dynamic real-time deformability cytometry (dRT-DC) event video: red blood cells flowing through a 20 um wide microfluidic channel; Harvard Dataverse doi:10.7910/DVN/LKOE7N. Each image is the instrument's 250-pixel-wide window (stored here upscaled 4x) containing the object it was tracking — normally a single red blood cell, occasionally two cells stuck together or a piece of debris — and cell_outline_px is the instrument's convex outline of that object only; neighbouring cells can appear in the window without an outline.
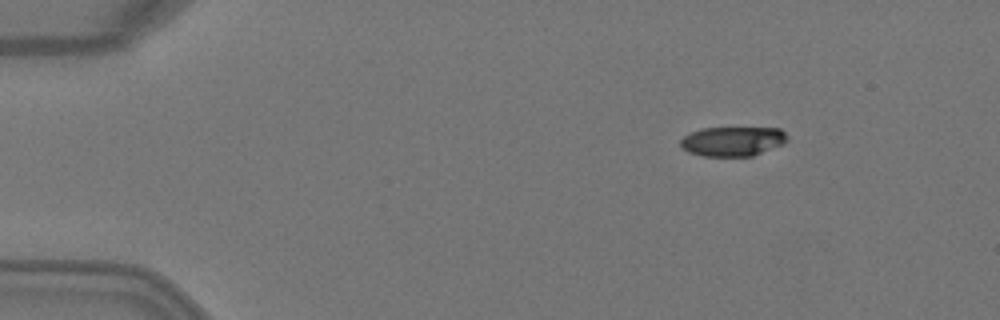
{"species": "Egyptian fruit bat (a non-hibernating species)", "species_latin": "Rousettus aegyptiacus", "temperature_condition": "warm", "stored_images_in_passage": 4, "camera_frame_rate_fps": 3000, "um_per_image_px": 0.085, "animal": {"sex": "female"}, "frame": {"image": 1, "passage_image": 1, "time_ms": 0.0, "image_size_px": [1000, 320], "cell_outline_px": [[788, 140], [784, 144], [752, 156], [704, 156], [688, 152], [680, 144], [680, 140], [684, 136], [700, 128], [780, 128], [788, 136]], "centroid_in_image_um": [62.3, 12.01], "position_along_channel_um": 22.7, "area_um2": 18.38}}
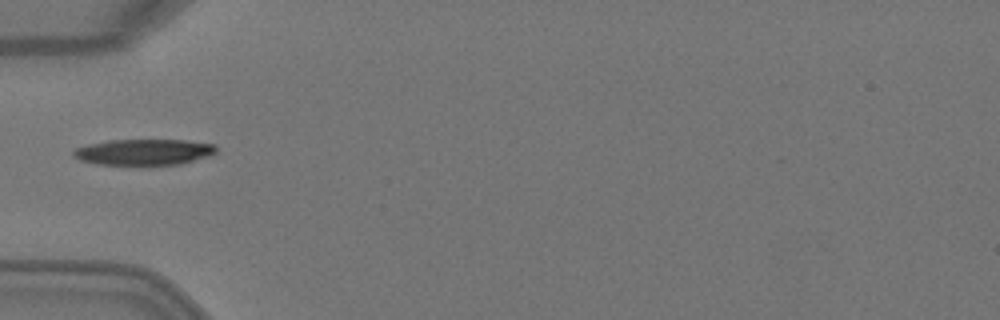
{"frame": {"image": 2, "passage_image": 4, "time_ms": 1.0, "image_size_px": [1000, 320], "cell_outline_px": [[216, 152], [180, 164], [100, 164], [80, 160], [72, 156], [72, 152], [76, 148], [88, 144], [108, 140], [184, 140], [216, 144]], "centroid_in_image_um": [12.18, 12.9], "position_along_channel_um": 72.8, "area_um2": 21.21}}